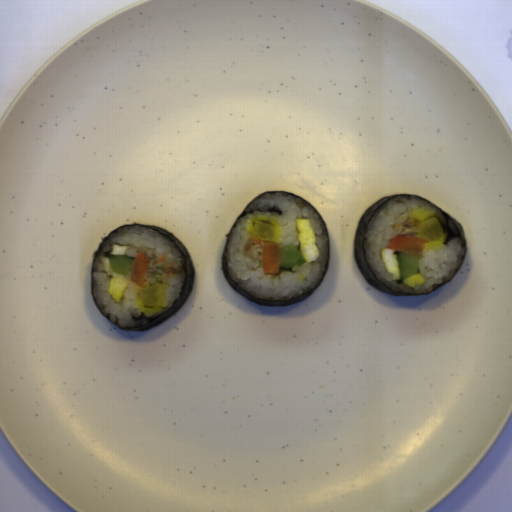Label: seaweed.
Instances as JSON below:
<instances>
[{
  "label": "seaweed",
  "instance_id": "3",
  "mask_svg": "<svg viewBox=\"0 0 512 512\" xmlns=\"http://www.w3.org/2000/svg\"><path fill=\"white\" fill-rule=\"evenodd\" d=\"M278 192H283V191H269V193H278ZM268 193V192H266ZM287 194H290V195H293V196H297L299 197L300 199H302L303 201H305L306 203H308L315 211L316 213L319 215L325 229H326V233H327V237H328V241H329V234H328V229H327V226H326V223L324 221V219L321 217V215L319 214V212L317 211V209L312 206L309 202H307L306 200H304L303 198H301L300 196L298 195H295L291 192H285ZM263 194V193H262ZM261 194V195H262ZM259 195V196H261ZM258 196V197H259ZM258 197H256L255 199H253L252 201L249 202V204L245 207V209L242 211V213L238 216V218L235 220L233 226L235 225V223L238 221V219L242 216H244L245 214V211L247 209V207L254 201L256 200ZM232 226V227H233ZM231 227V229H232ZM230 229V231H231ZM229 231V233H230ZM229 233L227 235V238L225 240V244H224V250H223V256H222V267H223V271H224V275L227 279V281L230 283V285L239 293L241 294L242 296H244L245 298L249 299L250 301L252 302H255L257 304H260L262 306H269V307H275V306H286V305H290V304H293V303H297V302H300L302 300H305L309 297H311L313 295V293L318 289V287L322 284V282L324 281L325 277H326V274L328 272V267H329V262H330V241H329V259H328V263L326 265V270H325V274L324 276L322 277V279L320 280L318 286L316 288H314L313 290H311L310 292L306 293L305 295L301 296V297H298L294 300H285V301H264V300H261V299H258V298H254V297H251L250 295H248L247 293H245L243 290H241L239 287H237L234 282L231 280L230 276L228 275L227 273V269H226V256H225V248L227 246V241H228V236H229Z\"/></svg>",
  "mask_w": 512,
  "mask_h": 512
},
{
  "label": "seaweed",
  "instance_id": "2",
  "mask_svg": "<svg viewBox=\"0 0 512 512\" xmlns=\"http://www.w3.org/2000/svg\"><path fill=\"white\" fill-rule=\"evenodd\" d=\"M130 225H139V226H143V227H148V228H152L154 229L155 231L159 232L160 234L164 235L165 237L173 240L175 242V244L178 246L179 250L181 251L184 259H185V271H186V280H185V283H184V286H183V292L181 294V297L178 301H175L174 302V306L168 310L167 312L159 315L158 317H156L155 319H148L149 321V325H146V326H135V327H120L118 326L117 324H113L112 322L109 321L108 318H106L110 323H112L113 325H115L116 327L120 328L121 330H123L124 332H136V331H143V330H146V329H149V328H152L154 326H156L157 324L163 322L164 320H166L167 318H169L170 316H172L173 314H175L178 310H180L182 308V306L185 304V302L188 300L189 296L191 295L192 291H193V285H194V276H195V269H194V265H193V261H192V258L187 250V248L182 244V242L177 238L175 237L173 234H171L170 232H168L167 230H165L164 228L162 227H159V226H156V225H149V224H142V223H131V224H127V225H122L120 227H117L115 228L114 230H112L99 244V247L97 249V251L95 252L94 256H93V261L94 259L96 258V256L99 254V252L101 251L102 249V243L105 239H108L110 235H112L113 233H115L117 230H119L120 228L124 227V226H130ZM93 264V263H92ZM91 277H92V270H91ZM92 284H93V277H92ZM92 284H91V295H92ZM93 297V296H92ZM94 300V299H93ZM95 302V301H94ZM96 304V303H95ZM97 306V304H96ZM98 308V306H97ZM100 314L104 317L102 311L98 308ZM132 318L134 320H139V319H146V317L144 316V314L142 313L141 317L139 318H134L132 316Z\"/></svg>",
  "mask_w": 512,
  "mask_h": 512
},
{
  "label": "seaweed",
  "instance_id": "4",
  "mask_svg": "<svg viewBox=\"0 0 512 512\" xmlns=\"http://www.w3.org/2000/svg\"><path fill=\"white\" fill-rule=\"evenodd\" d=\"M268 211L270 212H276L278 213L280 216L283 215V212L281 211V209L279 208H276L275 206H273L271 209H269Z\"/></svg>",
  "mask_w": 512,
  "mask_h": 512
},
{
  "label": "seaweed",
  "instance_id": "1",
  "mask_svg": "<svg viewBox=\"0 0 512 512\" xmlns=\"http://www.w3.org/2000/svg\"><path fill=\"white\" fill-rule=\"evenodd\" d=\"M401 195H406V196H416V197H421L429 202H431L430 200H428L427 198H424L422 196H419V195H411V194H398V195H394V196H389V197H386V198H383V199H380L378 200L377 202H375L374 204H372L370 207H368L364 213L362 214L360 220H359V223H358V227H357V231H356V235H355V241H354V256H355V261H356V264L359 268V270L361 271V273L363 274L364 278L368 281V283L374 287L376 290L378 291H381L383 293H386L388 295H391V296H417V295H406V294H400V293H394L392 292L391 290L387 289L383 284H381L375 277V275L370 271L369 267H368V264L366 262V259L364 257V236H365V230H366V226L370 220V218L373 216V214L379 210L386 201H388L389 199L395 197V196H401ZM435 207H437L438 209H440L437 205H435L433 202H431ZM441 212L443 213L444 217H445V220L447 222L444 230L447 231L448 233V239H446L444 241V243H447L452 237H459L462 239L463 241V247L465 248L466 250V254H467V248H466V240H465V233H464V229L462 227V225L460 224V222L458 220H456L455 218H453L452 216H450L449 214H447L446 212H444L442 209H440ZM452 220L453 223L456 225L457 227V230H458V235H455L454 232L448 227V220ZM466 254H465V257L463 258V263L466 259ZM462 263V265H463ZM462 267V266H461ZM461 267L456 271L454 277L452 279H450L448 282H446L445 284L437 287L436 289L432 290L430 293H434L435 291H437L439 288H441L442 286L446 285L447 283H449L450 281H452L455 276L459 273ZM429 293V294H430ZM427 295V294H425Z\"/></svg>",
  "mask_w": 512,
  "mask_h": 512
}]
</instances>
